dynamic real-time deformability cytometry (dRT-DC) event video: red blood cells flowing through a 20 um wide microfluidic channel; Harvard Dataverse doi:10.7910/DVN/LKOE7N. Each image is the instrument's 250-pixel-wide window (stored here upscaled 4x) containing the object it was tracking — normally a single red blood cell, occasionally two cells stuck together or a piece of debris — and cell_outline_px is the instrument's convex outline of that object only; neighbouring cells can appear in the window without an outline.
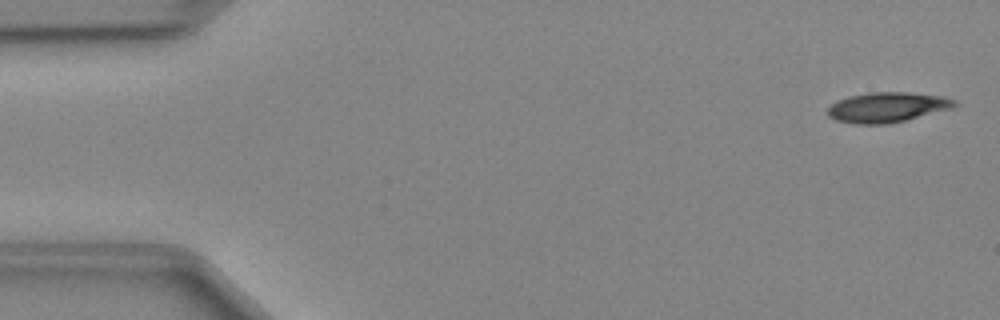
{"species": "Egyptian fruit bat (a non-hibernating species)", "species_latin": "Rousettus aegyptiacus", "temperature_condition": "cold", "stored_images_in_passage": 14, "camera_frame_rate_fps": 3000, "um_per_image_px": 0.085, "animal": {"sex": "female"}, "frame": {"image": 1, "passage_image": 2, "time_ms": 0.333, "image_size_px": [1000, 320], "cell_outline_px": [[960, 104], [952, 108], [888, 124], [852, 124], [836, 120], [828, 116], [828, 108], [836, 100], [848, 96], [868, 92], [908, 92], [944, 96], [956, 100]], "centroid_in_image_um": [75.41, 9.11], "position_along_channel_um": 9.6, "area_um2": 22.37}}
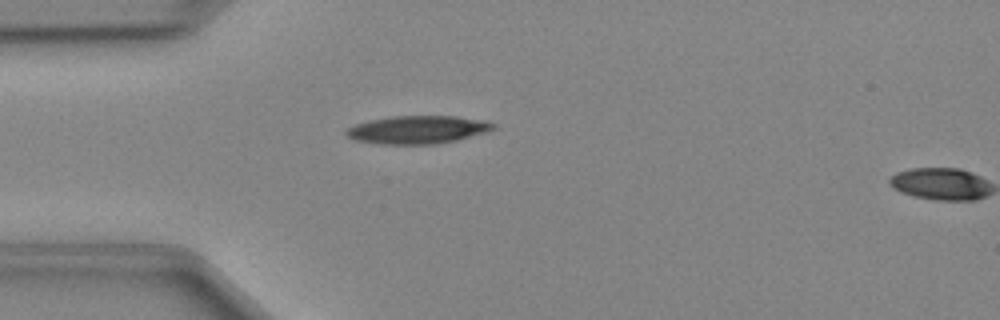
{"frame": {"image": 2, "passage_image": 13, "time_ms": 4.0, "image_size_px": [1000, 320], "cell_outline_px": [[496, 128], [488, 132], [456, 140], [436, 144], [380, 144], [356, 140], [348, 136], [344, 132], [348, 128], [356, 124], [368, 120], [392, 116], [456, 116], [484, 120], [496, 124]], "centroid_in_image_um": [35.53, 11.02], "position_along_channel_um": 49.5, "area_um2": 24.04}}